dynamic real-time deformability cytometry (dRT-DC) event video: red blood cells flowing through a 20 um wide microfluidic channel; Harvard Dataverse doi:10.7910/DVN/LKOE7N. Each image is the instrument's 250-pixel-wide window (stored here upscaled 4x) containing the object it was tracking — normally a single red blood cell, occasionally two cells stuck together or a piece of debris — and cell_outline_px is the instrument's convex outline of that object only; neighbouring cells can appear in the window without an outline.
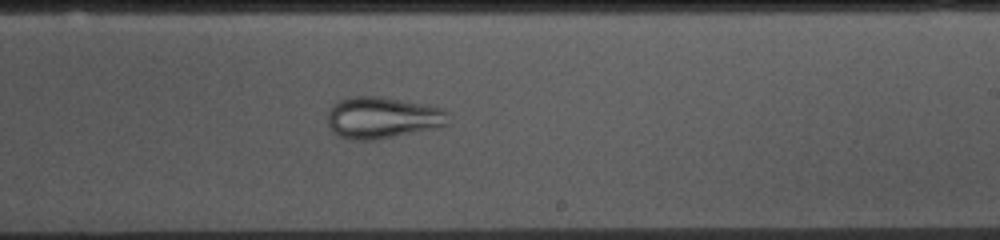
{"species": "common noctule bat (a hibernating species)", "species_latin": "Nyctalus noctula", "temperature_condition": "cold", "stored_images_in_passage": 51, "camera_frame_rate_fps": 3000, "um_per_image_px": 0.085, "animal": {"sex": "female", "body_mass_g": 10.0, "forearm_length_mm": 53.1}, "frame": {"image": 1, "passage_image": 28, "time_ms": 9.0, "image_size_px": [1000, 240], "cell_outline_px": [[448, 124], [444, 128], [372, 140], [352, 140], [336, 136], [332, 132], [328, 124], [328, 112], [332, 104], [340, 100], [352, 96], [376, 96], [400, 100], [444, 108], [448, 112]], "centroid_in_image_um": [32.53, 10.02], "position_along_channel_um": 256.5, "area_um2": 29.71}}
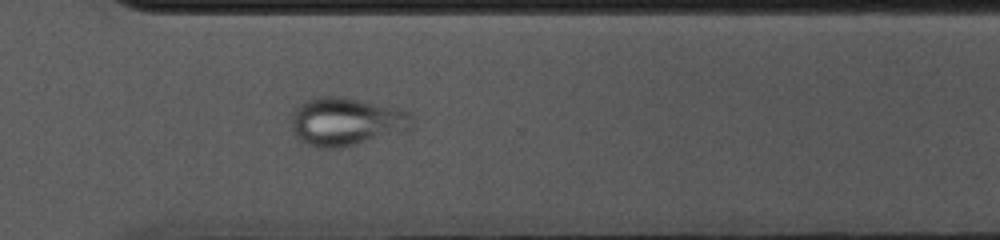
{"frame": {"image": 2, "passage_image": 35, "time_ms": 11.333, "image_size_px": [1000, 240], "cell_outline_px": [[416, 120], [412, 128], [408, 132], [340, 148], [316, 148], [300, 140], [296, 136], [292, 128], [292, 112], [300, 104], [308, 100], [320, 96], [344, 96], [400, 108], [408, 112]], "centroid_in_image_um": [29.51, 10.34], "position_along_channel_um": 341.1, "area_um2": 34.62}}
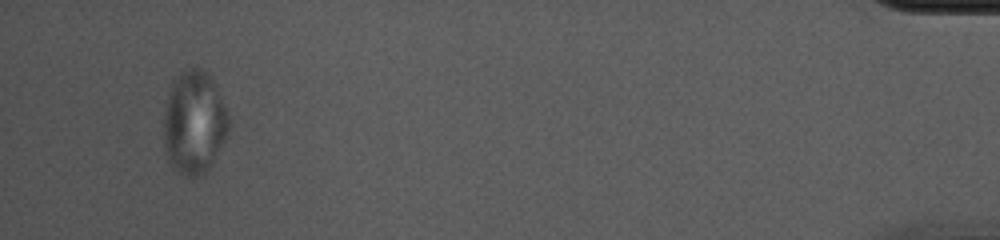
{"frame": {"image": 3, "passage_image": 48, "time_ms": 15.667, "image_size_px": [1000, 240], "cell_outline_px": [[228, 136], [212, 164], [200, 176], [184, 176], [168, 160], [164, 140], [164, 112], [172, 80], [180, 72], [192, 68], [200, 68], [212, 80], [228, 116]], "centroid_in_image_um": [16.49, 10.43], "position_along_channel_um": 418.7, "area_um2": 38.49}}